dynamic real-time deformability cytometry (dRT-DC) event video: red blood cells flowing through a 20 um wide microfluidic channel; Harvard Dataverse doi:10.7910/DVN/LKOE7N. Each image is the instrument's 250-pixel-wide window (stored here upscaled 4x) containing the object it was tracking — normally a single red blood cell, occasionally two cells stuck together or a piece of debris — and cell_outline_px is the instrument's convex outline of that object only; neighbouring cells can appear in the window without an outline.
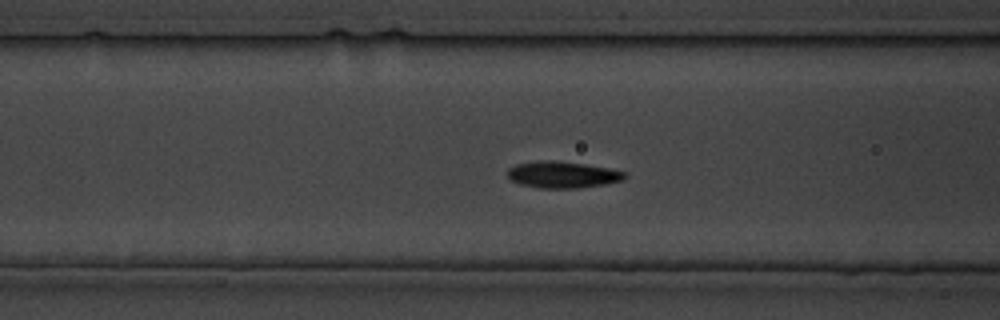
{"species": "common noctule bat (a hibernating species)", "species_latin": "Nyctalus noctula", "temperature_condition": "cold", "stored_images_in_passage": 28, "camera_frame_rate_fps": 3000, "um_per_image_px": 0.085, "animal": {"sex": "male", "body_mass_g": 19.5, "forearm_length_mm": 54.6}, "frame": {"image": 1, "passage_image": 6, "time_ms": 6.667, "image_size_px": [1000, 320], "cell_outline_px": [[628, 176], [620, 180], [604, 184], [576, 188], [540, 188], [520, 184], [512, 180], [508, 176], [508, 168], [516, 164], [540, 160], [552, 160], [584, 164], [608, 168], [628, 172]], "centroid_in_image_um": [47.81, 14.84], "position_along_channel_um": 118.8, "area_um2": 18.03}}
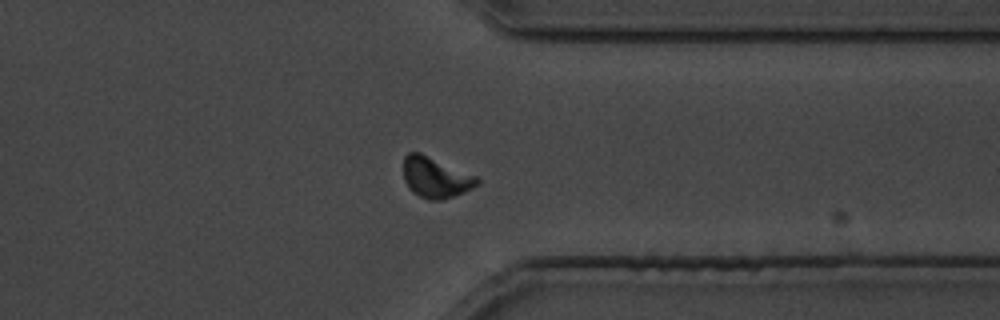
{"frame": {"image": 2, "passage_image": 20, "time_ms": 23.667, "image_size_px": [1000, 320], "cell_outline_px": [[480, 184], [472, 188], [452, 196], [440, 200], [428, 200], [412, 192], [408, 188], [404, 180], [404, 156], [408, 152], [420, 152], [476, 176], [480, 180]], "centroid_in_image_um": [37.0, 15.08], "position_along_channel_um": 374.4, "area_um2": 17.34}}
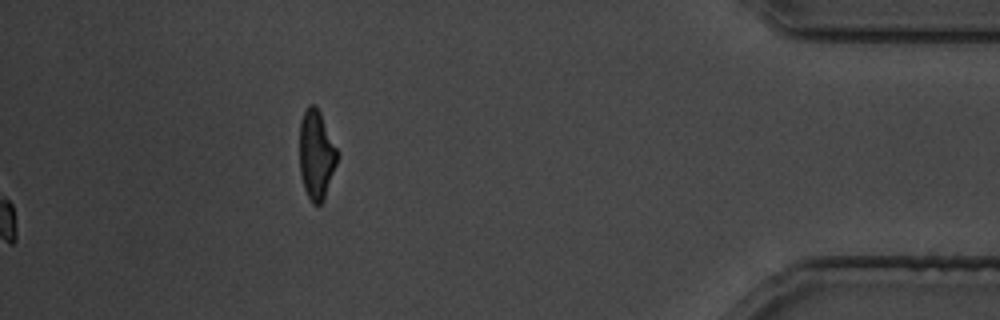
{"frame": {"image": 3, "passage_image": 28, "time_ms": 34.0, "image_size_px": [1000, 320], "cell_outline_px": [[336, 164], [324, 200], [320, 204], [312, 204], [304, 188], [300, 176], [300, 120], [308, 104], [316, 104], [320, 112], [336, 148]], "centroid_in_image_um": [26.86, 13.15], "position_along_channel_um": 408.3, "area_um2": 19.36}}